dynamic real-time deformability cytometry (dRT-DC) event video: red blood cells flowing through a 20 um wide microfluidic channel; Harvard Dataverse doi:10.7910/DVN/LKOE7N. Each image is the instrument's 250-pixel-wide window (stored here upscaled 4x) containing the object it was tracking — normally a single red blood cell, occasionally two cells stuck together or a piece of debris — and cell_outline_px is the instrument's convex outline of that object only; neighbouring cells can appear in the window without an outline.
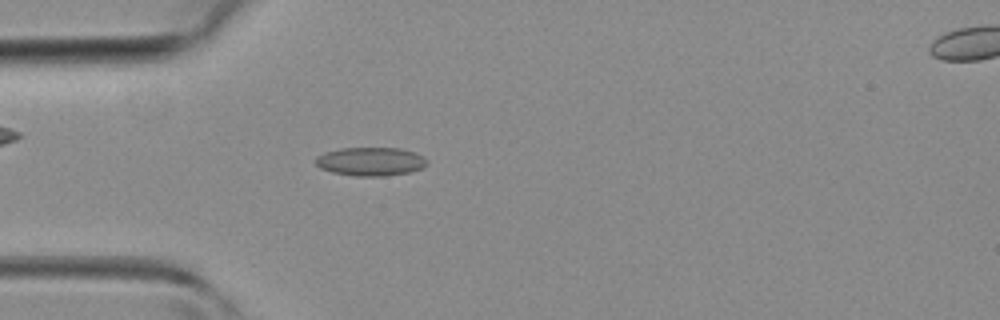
{"species": "common noctule bat (a hibernating species)", "species_latin": "Nyctalus noctula", "temperature_condition": "room temperature", "stored_images_in_passage": 37, "camera_frame_rate_fps": 3000, "um_per_image_px": 0.085, "animal": {"sex": "female", "body_mass_g": 19.3, "forearm_length_mm": 54.1}, "frame": {"image": 1, "passage_image": 9, "time_ms": 2.667, "image_size_px": [1000, 320], "cell_outline_px": [[428, 164], [420, 168], [408, 172], [380, 176], [356, 176], [332, 172], [320, 168], [312, 160], [316, 156], [324, 152], [340, 148], [400, 148], [416, 152], [424, 156], [428, 160]], "centroid_in_image_um": [31.47, 13.71], "position_along_channel_um": 53.5, "area_um2": 18.67}}
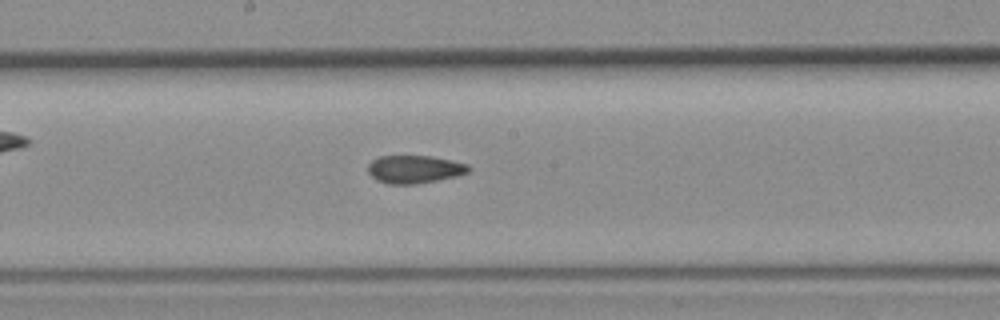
{"frame": {"image": 2, "passage_image": 19, "time_ms": 6.0, "image_size_px": [1000, 320], "cell_outline_px": [[472, 168], [468, 172], [456, 176], [416, 184], [388, 184], [376, 180], [368, 172], [368, 164], [372, 160], [380, 156], [432, 156], [468, 164]], "centroid_in_image_um": [35.22, 14.38], "position_along_channel_um": 213.0, "area_um2": 16.36}}
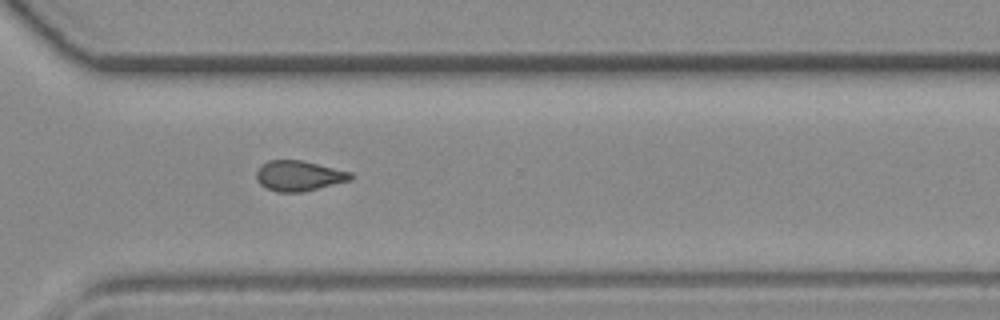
{"frame": {"image": 3, "passage_image": 27, "time_ms": 8.667, "image_size_px": [1000, 320], "cell_outline_px": [[352, 180], [304, 192], [276, 192], [260, 184], [256, 180], [256, 172], [260, 164], [268, 160], [300, 160], [352, 172]], "centroid_in_image_um": [25.39, 14.95], "position_along_channel_um": 345.2, "area_um2": 16.76}}